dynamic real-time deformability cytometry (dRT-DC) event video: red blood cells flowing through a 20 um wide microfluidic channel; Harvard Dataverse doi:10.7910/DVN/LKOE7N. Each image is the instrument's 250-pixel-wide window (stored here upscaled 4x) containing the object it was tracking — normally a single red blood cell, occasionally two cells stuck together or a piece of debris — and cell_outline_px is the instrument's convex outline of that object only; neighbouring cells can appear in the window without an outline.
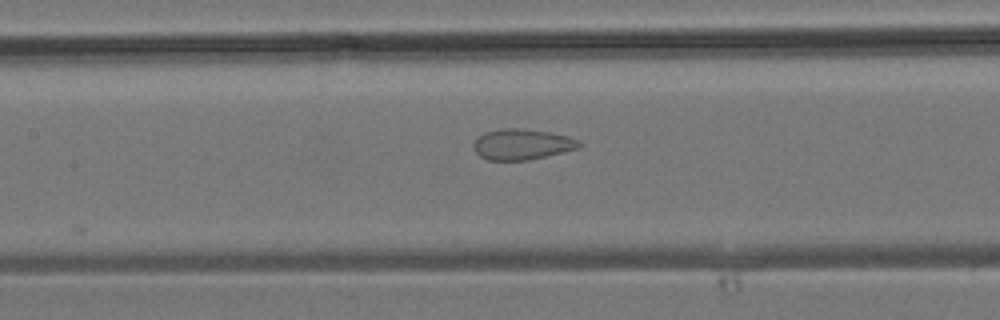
{"species": "common noctule bat (a hibernating species)", "species_latin": "Nyctalus noctula", "temperature_condition": "room temperature", "stored_images_in_passage": 13, "camera_frame_rate_fps": 3000, "um_per_image_px": 0.085, "animal": {"sex": "male", "body_mass_g": 19.2, "forearm_length_mm": 51.8}, "frame": {"image": 1, "passage_image": 11, "time_ms": 3.333, "image_size_px": [1000, 320], "cell_outline_px": [[584, 144], [580, 148], [528, 160], [488, 160], [480, 156], [472, 148], [472, 144], [484, 132], [500, 128], [516, 128], [548, 132], [568, 136], [580, 140]], "centroid_in_image_um": [44.38, 12.27], "position_along_channel_um": 163.0, "area_um2": 18.96}}